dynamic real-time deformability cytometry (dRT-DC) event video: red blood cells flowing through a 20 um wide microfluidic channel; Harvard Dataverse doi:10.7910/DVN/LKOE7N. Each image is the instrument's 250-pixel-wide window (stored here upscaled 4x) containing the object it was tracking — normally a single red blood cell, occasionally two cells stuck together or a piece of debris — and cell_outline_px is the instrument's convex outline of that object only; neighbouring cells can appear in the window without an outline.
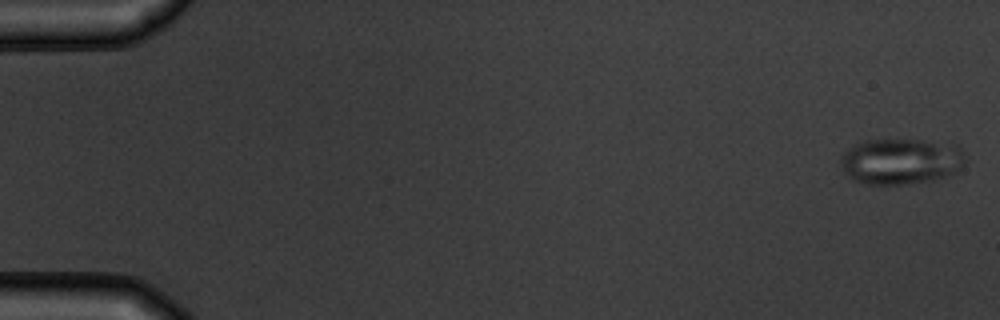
{"species": "common noctule bat (a hibernating species)", "species_latin": "Nyctalus noctula", "temperature_condition": "warm", "stored_images_in_passage": 7, "camera_frame_rate_fps": 3000, "um_per_image_px": 0.085, "animal": {"sex": "male", "body_mass_g": 19.5, "forearm_length_mm": 54.6}, "frame": {"image": 1, "passage_image": 1, "time_ms": 0.0, "image_size_px": [1000, 320], "cell_outline_px": [[968, 160], [956, 172], [936, 180], [908, 184], [868, 184], [852, 180], [844, 172], [840, 164], [840, 156], [844, 152], [856, 144], [864, 140], [920, 140], [956, 144], [964, 152]], "centroid_in_image_um": [76.61, 13.71], "position_along_channel_um": 8.4, "area_um2": 33.76}}